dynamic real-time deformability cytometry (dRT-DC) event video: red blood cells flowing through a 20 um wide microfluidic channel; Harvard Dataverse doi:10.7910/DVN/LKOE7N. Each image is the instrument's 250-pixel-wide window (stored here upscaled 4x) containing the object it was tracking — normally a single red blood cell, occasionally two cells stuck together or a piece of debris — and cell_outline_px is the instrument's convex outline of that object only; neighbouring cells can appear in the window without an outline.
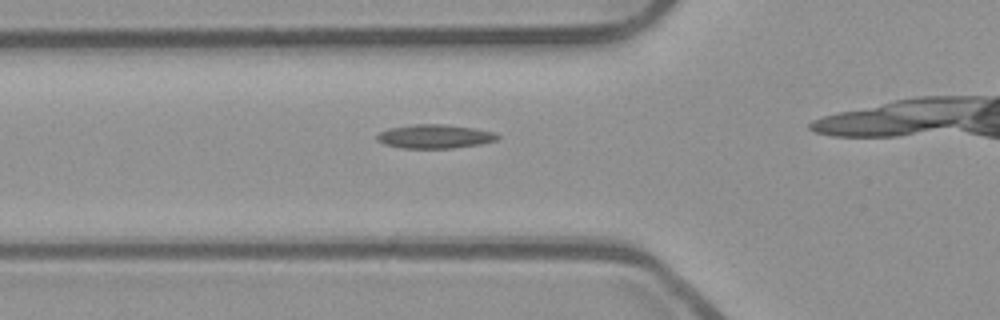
{"species": "common noctule bat (a hibernating species)", "species_latin": "Nyctalus noctula", "temperature_condition": "room temperature", "stored_images_in_passage": 11, "camera_frame_rate_fps": 3000, "um_per_image_px": 0.085, "animal": {"sex": "male", "body_mass_g": 23.1, "forearm_length_mm": 52.7}, "frame": {"image": 1, "passage_image": 4, "time_ms": 1.0, "image_size_px": [1000, 320], "cell_outline_px": [[500, 136], [496, 140], [480, 144], [452, 148], [404, 148], [384, 144], [376, 140], [376, 136], [380, 132], [388, 128], [416, 124], [444, 124], [476, 128], [496, 132]], "centroid_in_image_um": [36.97, 11.59], "position_along_channel_um": 88.8, "area_um2": 16.82}}
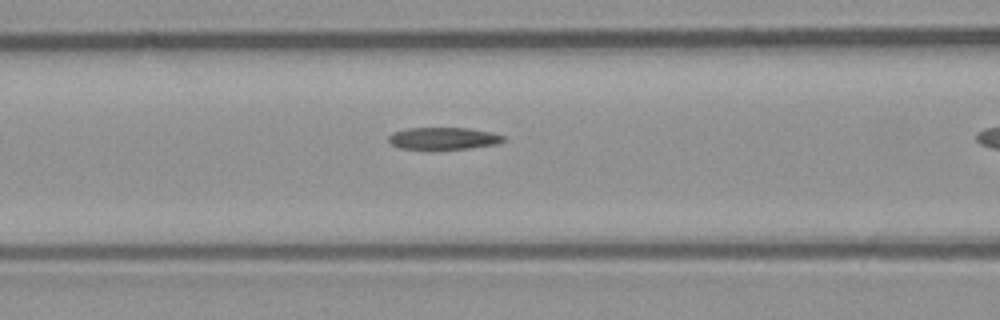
{"frame": {"image": 2, "passage_image": 7, "time_ms": 2.0, "image_size_px": [1000, 320], "cell_outline_px": [[504, 140], [496, 144], [468, 148], [400, 148], [392, 144], [388, 140], [388, 136], [392, 132], [408, 128], [468, 128], [492, 132], [504, 136]], "centroid_in_image_um": [37.68, 11.74], "position_along_channel_um": 128.9, "area_um2": 14.45}}
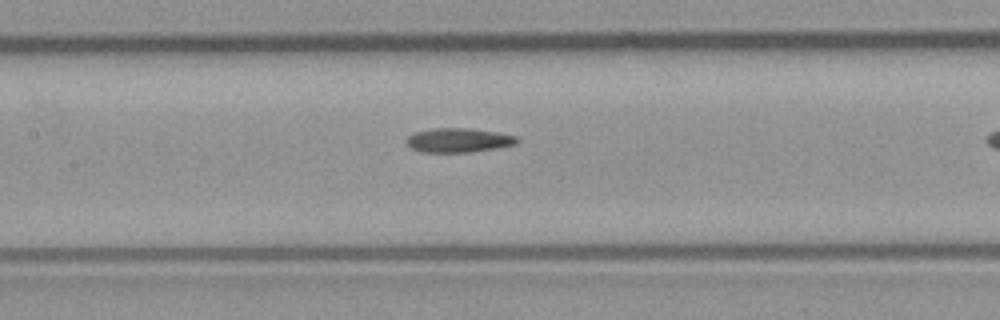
{"frame": {"image": 3, "passage_image": 10, "time_ms": 3.0, "image_size_px": [1000, 320], "cell_outline_px": [[520, 140], [516, 144], [468, 152], [420, 152], [412, 148], [404, 140], [408, 136], [416, 132], [432, 128], [468, 128], [496, 132], [516, 136]], "centroid_in_image_um": [38.94, 11.91], "position_along_channel_um": 168.5, "area_um2": 15.43}}